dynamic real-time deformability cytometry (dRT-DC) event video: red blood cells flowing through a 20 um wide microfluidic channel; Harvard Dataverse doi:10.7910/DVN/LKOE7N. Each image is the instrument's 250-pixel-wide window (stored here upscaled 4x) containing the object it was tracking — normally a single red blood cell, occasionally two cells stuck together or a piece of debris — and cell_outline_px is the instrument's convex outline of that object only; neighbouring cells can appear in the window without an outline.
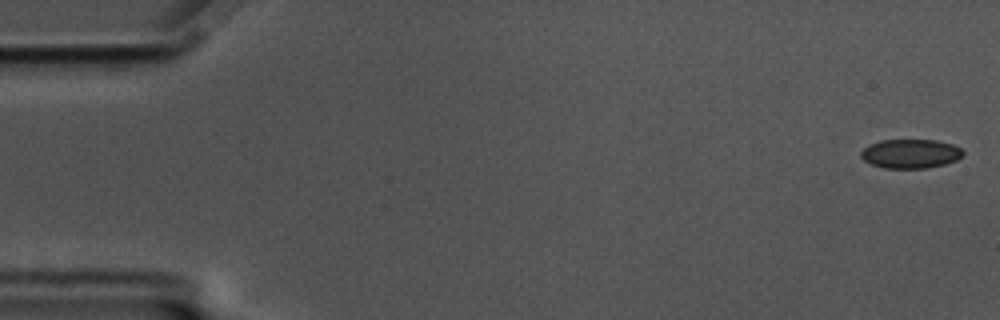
{"species": "common noctule bat (a hibernating species)", "species_latin": "Nyctalus noctula", "temperature_condition": "cold", "stored_images_in_passage": 58, "camera_frame_rate_fps": 3000, "um_per_image_px": 0.085, "animal": {"sex": "male", "body_mass_g": 17.5, "forearm_length_mm": 52.3}, "frame": {"image": 1, "passage_image": 2, "time_ms": 0.333, "image_size_px": [1000, 320], "cell_outline_px": [[964, 152], [956, 160], [944, 164], [924, 168], [884, 168], [872, 164], [864, 160], [860, 156], [860, 152], [868, 144], [880, 140], [936, 140], [952, 144], [960, 148]], "centroid_in_image_um": [77.36, 13.05], "position_along_channel_um": 7.6, "area_um2": 17.22}}
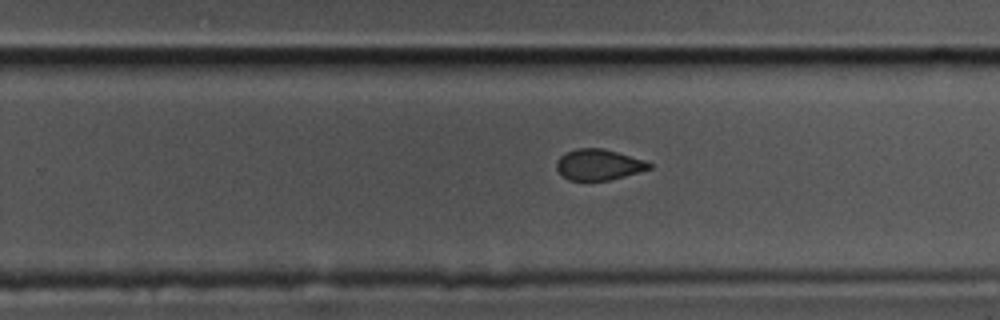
{"frame": {"image": 2, "passage_image": 37, "time_ms": 12.0, "image_size_px": [1000, 320], "cell_outline_px": [[652, 168], [624, 176], [608, 180], [568, 180], [556, 168], [556, 160], [564, 152], [576, 148], [604, 148], [644, 160], [652, 164]], "centroid_in_image_um": [50.86, 13.98], "position_along_channel_um": 278.9, "area_um2": 16.65}}
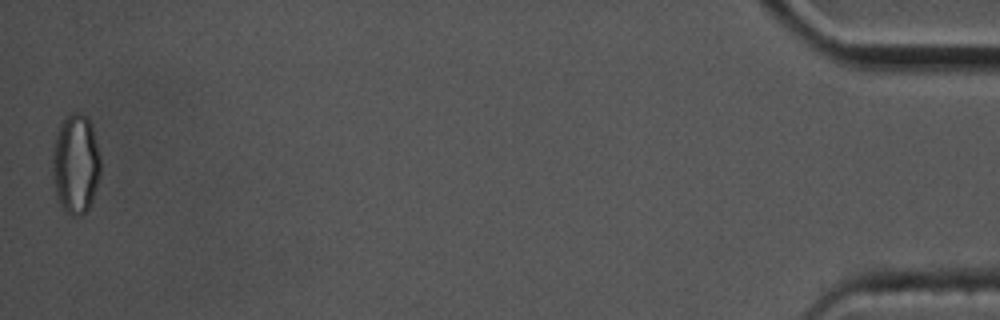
{"frame": {"image": 3, "passage_image": 58, "time_ms": 19.0, "image_size_px": [1000, 320], "cell_outline_px": [[100, 172], [92, 200], [88, 208], [80, 216], [72, 216], [60, 204], [56, 192], [52, 176], [52, 152], [56, 136], [60, 124], [72, 112], [80, 112], [92, 124], [100, 156]], "centroid_in_image_um": [6.43, 13.92], "position_along_channel_um": 428.8, "area_um2": 27.69}, "authors_computed_cell_mechanics": {"area_um2": 17.8313, "velocity_mm_per_s": 3.4916, "shape_relaxation_time_tau1_ms": 6.7042, "shape_relaxation_time_tau2_ms": 1.4098, "deformation_change_tau1": 0.1158, "deformation_change_tau2": 0.0402}}